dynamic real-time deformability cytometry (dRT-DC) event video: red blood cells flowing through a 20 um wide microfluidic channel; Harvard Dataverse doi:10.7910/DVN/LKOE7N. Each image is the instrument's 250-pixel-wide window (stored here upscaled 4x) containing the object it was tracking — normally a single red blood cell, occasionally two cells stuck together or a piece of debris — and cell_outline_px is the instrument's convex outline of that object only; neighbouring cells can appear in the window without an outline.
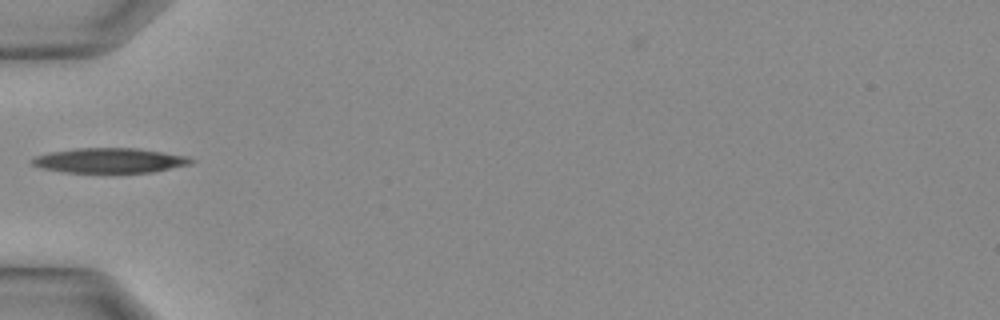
{"species": "Egyptian fruit bat (a non-hibernating species)", "species_latin": "Rousettus aegyptiacus", "temperature_condition": "warm", "stored_images_in_passage": 22, "camera_frame_rate_fps": 3000, "um_per_image_px": 0.085, "animal": {"sex": "female"}, "frame": {"image": 1, "passage_image": 1, "time_ms": 0.0, "image_size_px": [1000, 320], "cell_outline_px": [[196, 160], [192, 164], [152, 172], [64, 172], [40, 168], [32, 164], [28, 160], [36, 156], [52, 152], [80, 148], [136, 148], [188, 156]], "centroid_in_image_um": [9.34, 13.64], "position_along_channel_um": 75.7, "area_um2": 22.95}}
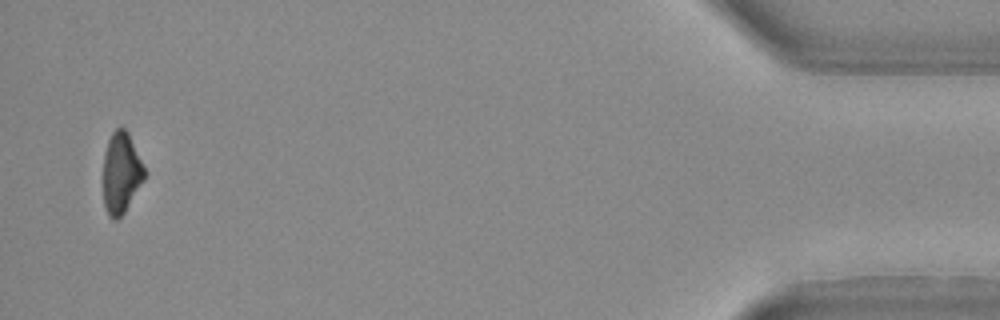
{"frame": {"image": 2, "passage_image": 22, "time_ms": 7.0, "image_size_px": [1000, 320], "cell_outline_px": [[144, 180], [124, 212], [116, 220], [112, 220], [108, 216], [104, 204], [104, 152], [108, 140], [112, 132], [116, 128], [124, 128], [128, 132], [144, 168]], "centroid_in_image_um": [10.28, 14.7], "position_along_channel_um": 424.9, "area_um2": 19.13}}